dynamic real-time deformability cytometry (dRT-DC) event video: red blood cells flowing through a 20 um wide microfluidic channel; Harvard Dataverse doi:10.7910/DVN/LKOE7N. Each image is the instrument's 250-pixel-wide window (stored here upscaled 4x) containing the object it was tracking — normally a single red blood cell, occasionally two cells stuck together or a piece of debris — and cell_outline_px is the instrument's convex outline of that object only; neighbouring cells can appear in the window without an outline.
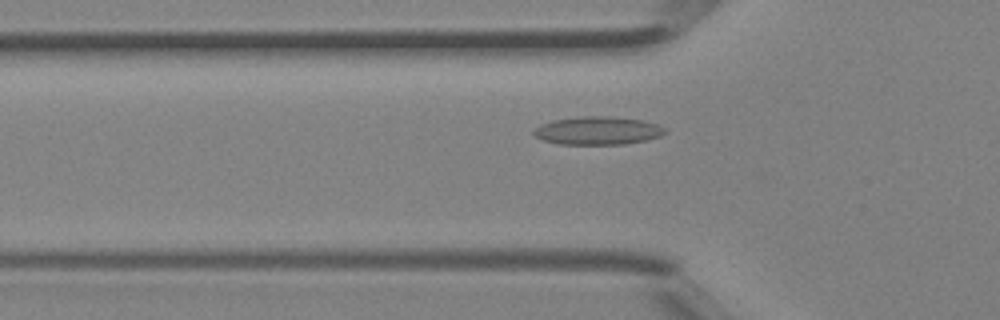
{"species": "Egyptian fruit bat (a non-hibernating species)", "species_latin": "Rousettus aegyptiacus", "temperature_condition": "room temperature", "stored_images_in_passage": 44, "camera_frame_rate_fps": 3000, "um_per_image_px": 0.085, "animal": {"sex": "female"}, "frame": {"image": 1, "passage_image": 14, "time_ms": 4.333, "image_size_px": [1000, 320], "cell_outline_px": [[668, 132], [660, 136], [648, 140], [624, 144], [560, 144], [544, 140], [536, 136], [532, 132], [540, 124], [552, 120], [580, 116], [608, 116], [644, 120], [660, 124]], "centroid_in_image_um": [50.86, 11.09], "position_along_channel_um": 74.9, "area_um2": 21.68}}
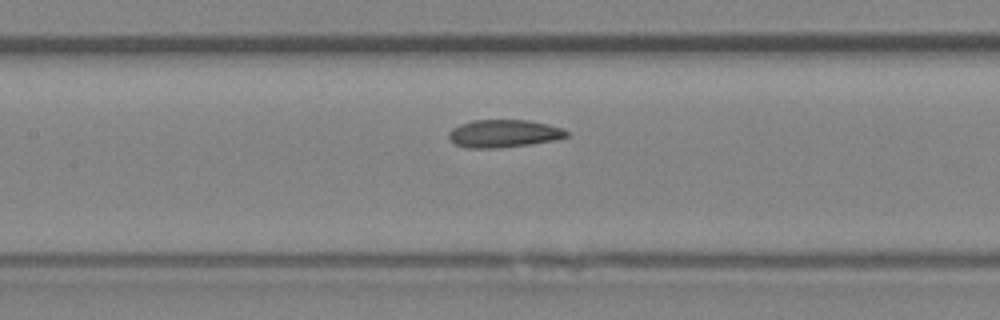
{"frame": {"image": 2, "passage_image": 20, "time_ms": 6.333, "image_size_px": [1000, 320], "cell_outline_px": [[568, 136], [552, 140], [528, 144], [496, 148], [468, 148], [456, 144], [448, 136], [448, 132], [452, 128], [460, 124], [472, 120], [528, 120], [548, 124], [564, 128], [568, 132]], "centroid_in_image_um": [42.81, 11.34], "position_along_channel_um": 164.6, "area_um2": 18.9}}
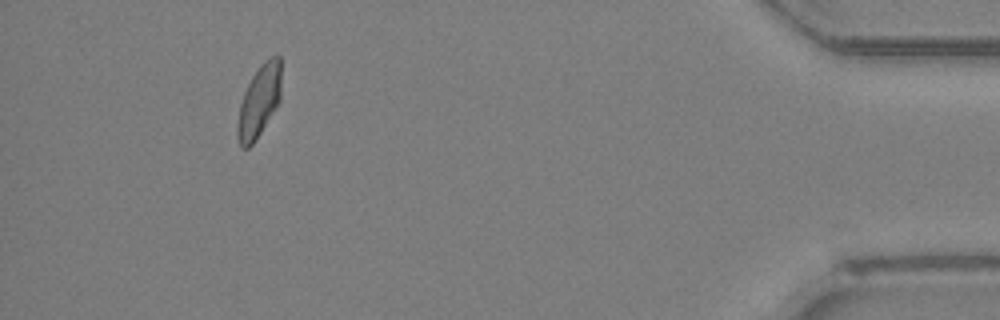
{"frame": {"image": 3, "passage_image": 41, "time_ms": 13.333, "image_size_px": [1000, 320], "cell_outline_px": [[280, 100], [256, 140], [248, 148], [240, 148], [236, 136], [236, 124], [240, 104], [244, 92], [252, 76], [260, 64], [264, 60], [272, 56], [280, 56]], "centroid_in_image_um": [21.99, 8.63], "position_along_channel_um": 413.2, "area_um2": 18.38}, "authors_computed_cell_mechanics": {"area_um2": 18.9295, "velocity_mm_per_s": 4.483, "shape_relaxation_time_tau1_ms": 9.3525, "shape_relaxation_time_tau2_ms": 1.5929, "deformation_change_tau1": 0.2157, "deformation_change_tau2": 0.0813}}